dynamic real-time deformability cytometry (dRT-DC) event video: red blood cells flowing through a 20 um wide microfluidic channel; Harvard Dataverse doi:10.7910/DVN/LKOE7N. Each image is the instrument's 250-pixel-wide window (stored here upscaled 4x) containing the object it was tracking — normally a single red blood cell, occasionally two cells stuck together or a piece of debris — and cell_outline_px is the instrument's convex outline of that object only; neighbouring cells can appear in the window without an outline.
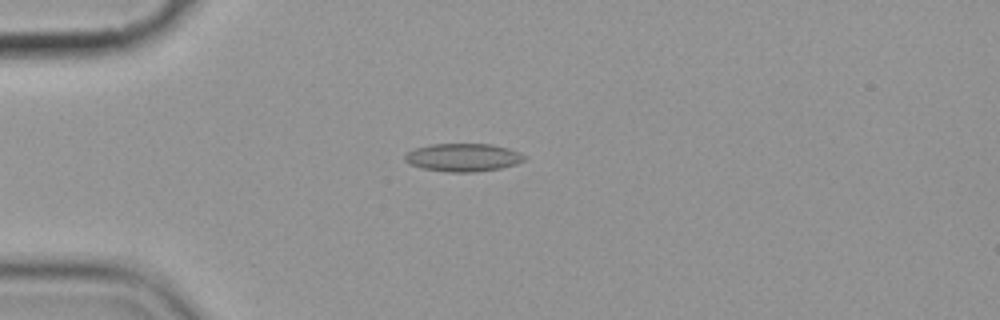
{"species": "common noctule bat (a hibernating species)", "species_latin": "Nyctalus noctula", "temperature_condition": "cold", "stored_images_in_passage": 11, "camera_frame_rate_fps": 3000, "um_per_image_px": 0.085, "animal": {"sex": "female", "body_mass_g": 19.9}, "frame": {"image": 1, "passage_image": 4, "time_ms": 4.333, "image_size_px": [1000, 320], "cell_outline_px": [[528, 156], [524, 160], [516, 164], [500, 168], [472, 172], [448, 172], [424, 168], [408, 164], [404, 160], [404, 156], [408, 152], [416, 148], [428, 144], [492, 144], [508, 148], [520, 152]], "centroid_in_image_um": [39.37, 13.37], "position_along_channel_um": 45.6, "area_um2": 19.54}}
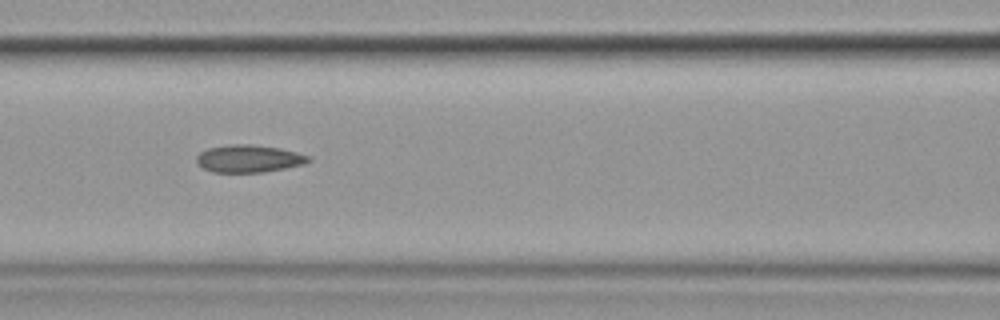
{"frame": {"image": 2, "passage_image": 7, "time_ms": 7.667, "image_size_px": [1000, 320], "cell_outline_px": [[312, 160], [304, 164], [264, 172], [212, 172], [204, 168], [196, 160], [196, 156], [200, 152], [208, 148], [232, 144], [248, 144], [280, 148], [296, 152], [308, 156]], "centroid_in_image_um": [21.15, 13.48], "position_along_channel_um": 145.5, "area_um2": 17.74}}
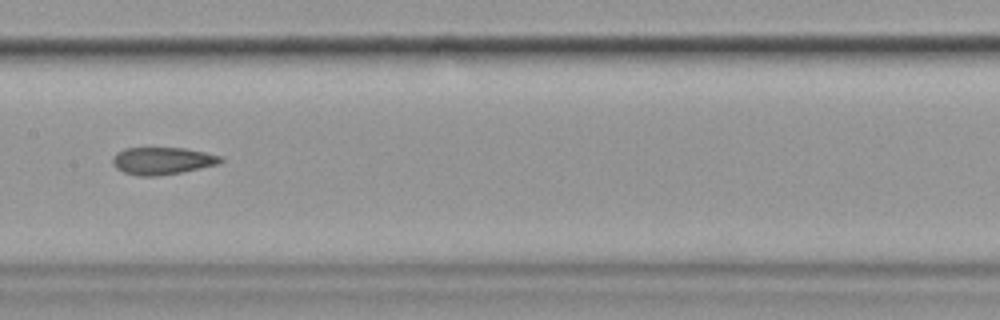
{"frame": {"image": 3, "passage_image": 8, "time_ms": 9.0, "image_size_px": [1000, 320], "cell_outline_px": [[224, 160], [220, 164], [180, 172], [156, 176], [140, 176], [124, 172], [116, 168], [112, 164], [112, 156], [116, 152], [124, 148], [184, 148], [204, 152], [220, 156]], "centroid_in_image_um": [13.77, 13.66], "position_along_channel_um": 193.6, "area_um2": 17.17}}